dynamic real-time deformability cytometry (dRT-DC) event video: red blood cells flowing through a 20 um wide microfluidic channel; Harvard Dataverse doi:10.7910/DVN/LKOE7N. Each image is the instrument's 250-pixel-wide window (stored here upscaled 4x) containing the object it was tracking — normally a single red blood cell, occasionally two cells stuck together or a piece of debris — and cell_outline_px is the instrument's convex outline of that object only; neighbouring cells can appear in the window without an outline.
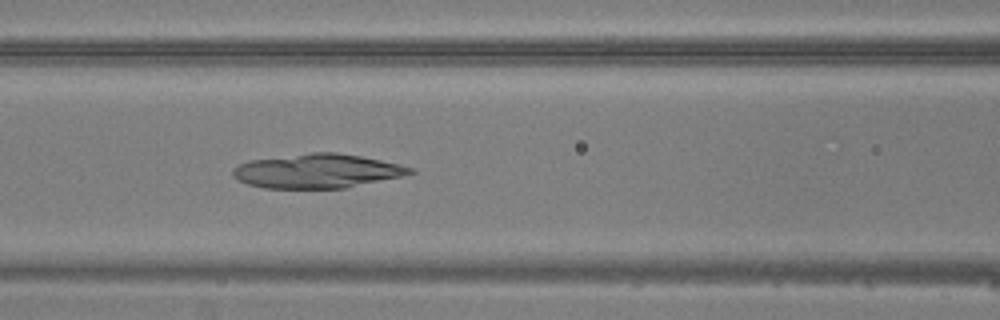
{"species": "common noctule bat (a hibernating species)", "species_latin": "Nyctalus noctula", "temperature_condition": "warm", "stored_images_in_passage": 31, "camera_frame_rate_fps": 3000, "um_per_image_px": 0.085, "animal": {"sex": "male", "body_mass_g": 20.5, "forearm_length_mm": 52.5}, "frame": {"image": 1, "passage_image": 12, "time_ms": 3.667, "image_size_px": [1000, 320], "cell_outline_px": [[416, 172], [400, 176], [344, 188], [264, 188], [248, 184], [236, 180], [232, 176], [232, 168], [240, 164], [252, 160], [312, 152], [336, 152], [360, 156], [400, 164], [416, 168]], "centroid_in_image_um": [26.95, 14.53], "position_along_channel_um": 139.7, "area_um2": 35.08}}
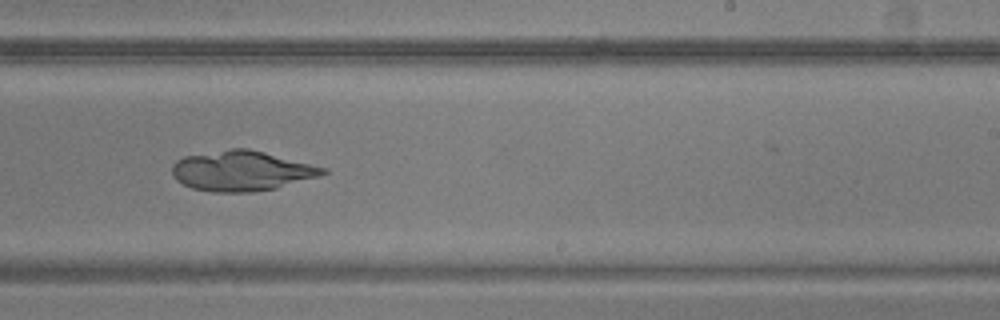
{"frame": {"image": 2, "passage_image": 21, "time_ms": 6.667, "image_size_px": [1000, 320], "cell_outline_px": [[328, 172], [320, 176], [276, 188], [252, 192], [212, 192], [192, 188], [176, 180], [172, 176], [172, 164], [176, 160], [184, 156], [232, 148], [248, 148], [328, 168]], "centroid_in_image_um": [20.53, 14.52], "position_along_channel_um": 268.5, "area_um2": 35.26}}
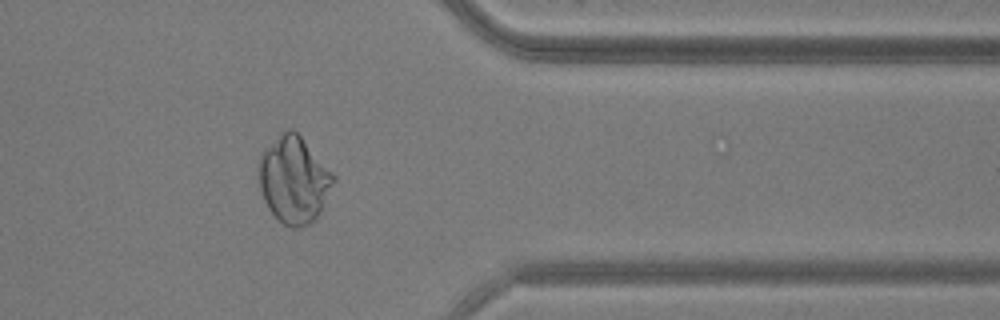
{"frame": {"image": 3, "passage_image": 30, "time_ms": 9.667, "image_size_px": [1000, 320], "cell_outline_px": [[336, 180], [320, 212], [308, 224], [300, 228], [292, 228], [284, 224], [268, 208], [264, 200], [256, 176], [260, 156], [264, 148], [288, 128], [292, 128], [300, 136], [336, 176]], "centroid_in_image_um": [24.96, 15.28], "position_along_channel_um": 386.4, "area_um2": 37.57}}